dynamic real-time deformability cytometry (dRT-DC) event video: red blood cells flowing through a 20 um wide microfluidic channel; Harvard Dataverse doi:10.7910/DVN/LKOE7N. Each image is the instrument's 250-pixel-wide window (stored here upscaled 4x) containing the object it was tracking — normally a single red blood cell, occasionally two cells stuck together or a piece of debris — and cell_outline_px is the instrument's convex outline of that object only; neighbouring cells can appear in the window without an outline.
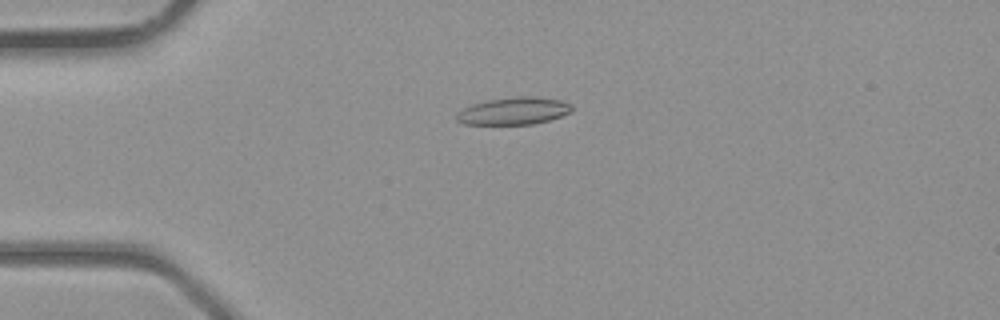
{"species": "common noctule bat (a hibernating species)", "species_latin": "Nyctalus noctula", "temperature_condition": "room temperature", "stored_images_in_passage": 35, "camera_frame_rate_fps": 3000, "um_per_image_px": 0.085, "animal": {"sex": "male", "body_mass_g": 23.1, "forearm_length_mm": 52.7}, "frame": {"image": 1, "passage_image": 5, "time_ms": 1.333, "image_size_px": [1000, 320], "cell_outline_px": [[572, 108], [568, 112], [560, 116], [548, 120], [532, 124], [464, 124], [456, 120], [456, 112], [460, 108], [484, 100], [516, 96], [536, 96], [560, 100], [572, 104]], "centroid_in_image_um": [43.59, 9.41], "position_along_channel_um": 41.4, "area_um2": 18.5}}
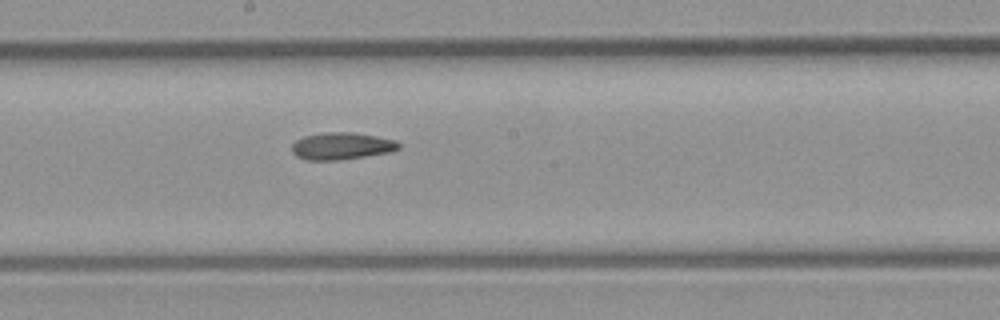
{"frame": {"image": 2, "passage_image": 17, "time_ms": 5.333, "image_size_px": [1000, 320], "cell_outline_px": [[400, 148], [392, 152], [340, 160], [308, 160], [296, 156], [292, 152], [292, 144], [296, 140], [304, 136], [324, 132], [352, 132], [376, 136], [396, 140], [400, 144]], "centroid_in_image_um": [29.05, 12.41], "position_along_channel_um": 219.2, "area_um2": 16.99}}
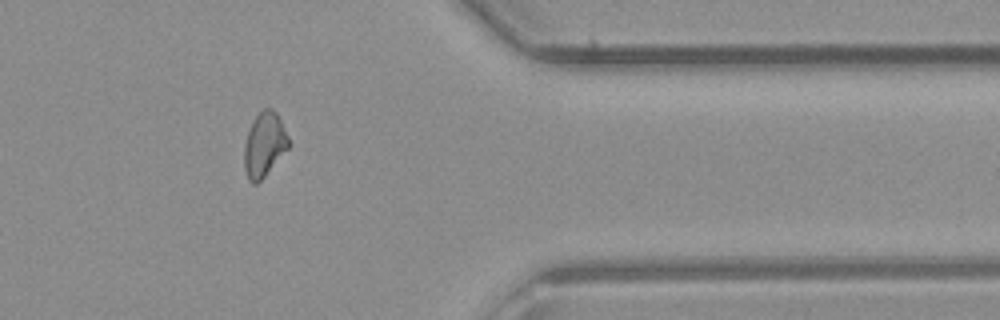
{"frame": {"image": 3, "passage_image": 28, "time_ms": 9.0, "image_size_px": [1000, 320], "cell_outline_px": [[288, 148], [264, 176], [256, 184], [252, 184], [248, 180], [244, 168], [244, 144], [252, 120], [264, 108], [272, 108], [276, 112], [288, 136]], "centroid_in_image_um": [22.44, 12.29], "position_along_channel_um": 389.0, "area_um2": 16.42}}